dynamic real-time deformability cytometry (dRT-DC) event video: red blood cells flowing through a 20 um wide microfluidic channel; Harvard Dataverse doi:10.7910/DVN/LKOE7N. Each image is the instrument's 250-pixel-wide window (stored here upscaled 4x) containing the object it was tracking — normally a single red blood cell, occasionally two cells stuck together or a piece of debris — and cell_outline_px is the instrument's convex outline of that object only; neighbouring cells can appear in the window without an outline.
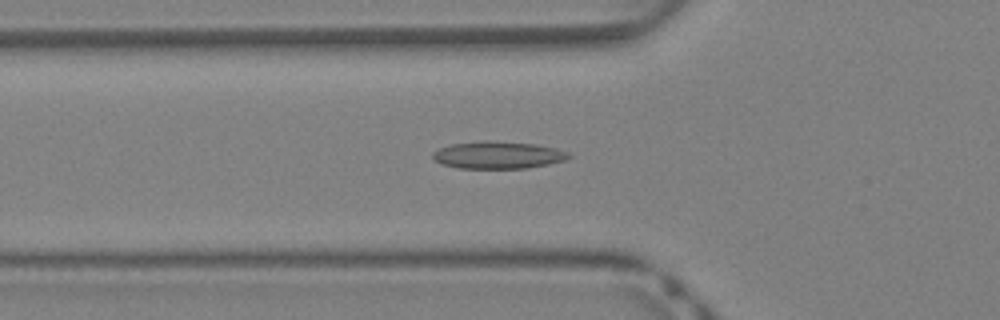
{"species": "Egyptian fruit bat (a non-hibernating species)", "species_latin": "Rousettus aegyptiacus", "temperature_condition": "warm", "stored_images_in_passage": 35, "camera_frame_rate_fps": 3000, "um_per_image_px": 0.085, "animal": {"sex": "female"}, "frame": {"image": 1, "passage_image": 9, "time_ms": 2.667, "image_size_px": [1000, 320], "cell_outline_px": [[572, 156], [564, 160], [548, 164], [528, 168], [460, 168], [440, 164], [432, 160], [432, 152], [440, 148], [452, 144], [484, 140], [488, 140], [536, 144], [556, 148], [568, 152]], "centroid_in_image_um": [42.3, 13.17], "position_along_channel_um": 83.5, "area_um2": 21.73}}
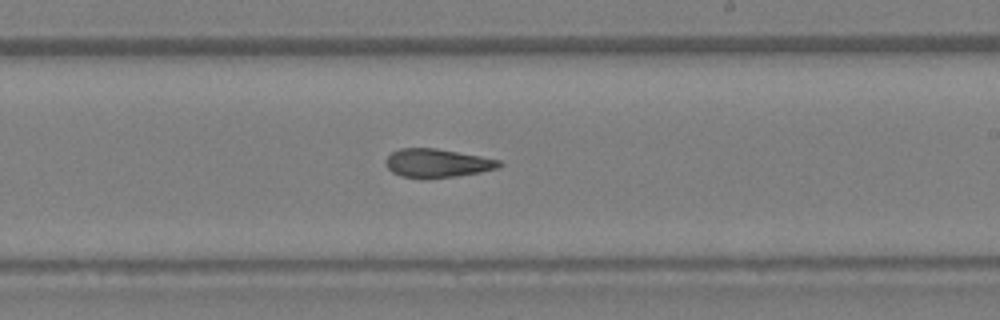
{"frame": {"image": 2, "passage_image": 19, "time_ms": 6.0, "image_size_px": [1000, 320], "cell_outline_px": [[504, 164], [496, 168], [480, 172], [456, 176], [400, 176], [392, 172], [384, 164], [384, 160], [392, 152], [400, 148], [436, 148], [480, 156], [500, 160]], "centroid_in_image_um": [37.15, 13.83], "position_along_channel_um": 251.9, "area_um2": 18.38}}
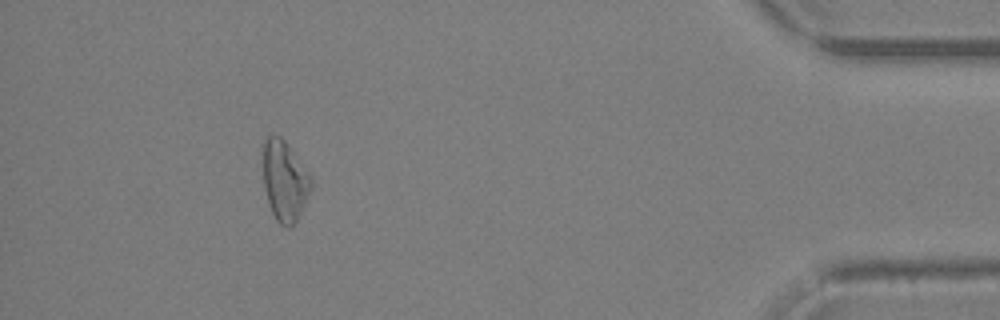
{"frame": {"image": 3, "passage_image": 32, "time_ms": 10.333, "image_size_px": [1000, 320], "cell_outline_px": [[312, 188], [296, 220], [288, 228], [280, 224], [276, 220], [268, 204], [264, 188], [260, 144], [268, 136], [280, 136], [284, 140], [312, 176]], "centroid_in_image_um": [24.15, 15.32], "position_along_channel_um": 411.1, "area_um2": 22.89}}